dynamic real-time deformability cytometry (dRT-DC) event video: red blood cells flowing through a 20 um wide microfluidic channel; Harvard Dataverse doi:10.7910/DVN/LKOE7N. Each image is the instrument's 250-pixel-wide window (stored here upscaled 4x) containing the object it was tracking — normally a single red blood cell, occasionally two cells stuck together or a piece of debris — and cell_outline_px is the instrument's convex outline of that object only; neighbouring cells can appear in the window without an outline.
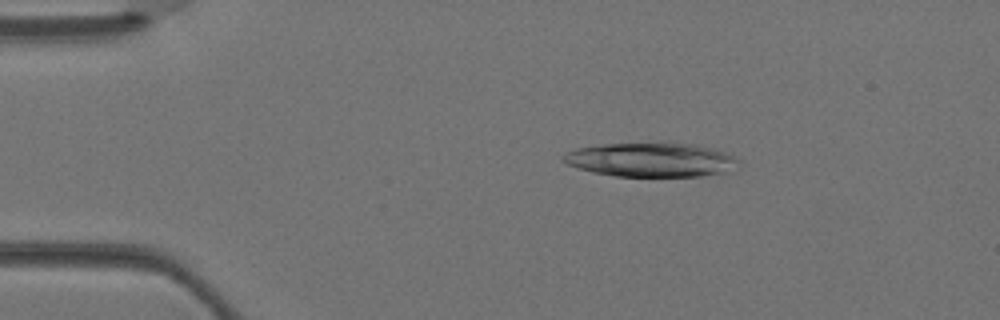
{"species": "Egyptian fruit bat (a non-hibernating species)", "species_latin": "Rousettus aegyptiacus", "temperature_condition": "warm", "stored_images_in_passage": 2, "camera_frame_rate_fps": 3000, "um_per_image_px": 0.085, "animal": {"sex": "female"}, "frame": {"image": 1, "passage_image": 1, "time_ms": 0.0, "image_size_px": [1000, 320], "cell_outline_px": [[740, 168], [736, 172], [700, 176], [616, 176], [592, 172], [568, 164], [560, 160], [560, 156], [576, 148], [600, 144], [692, 144], [712, 148], [724, 152], [740, 160]], "centroid_in_image_um": [55.41, 13.6], "position_along_channel_um": 29.6, "area_um2": 34.91}}